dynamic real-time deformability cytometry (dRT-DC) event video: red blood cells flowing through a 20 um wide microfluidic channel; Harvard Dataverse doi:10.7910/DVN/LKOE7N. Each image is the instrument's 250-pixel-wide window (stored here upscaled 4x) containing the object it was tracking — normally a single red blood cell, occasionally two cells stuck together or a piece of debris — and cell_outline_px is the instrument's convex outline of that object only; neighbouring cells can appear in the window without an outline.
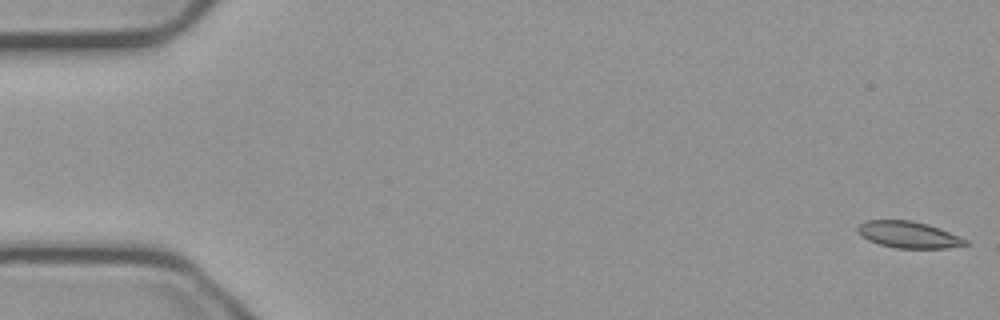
{"species": "common noctule bat (a hibernating species)", "species_latin": "Nyctalus noctula", "temperature_condition": "cold", "stored_images_in_passage": 55, "camera_frame_rate_fps": 3000, "um_per_image_px": 0.085, "animal": {"sex": "male", "body_mass_g": 23.1, "forearm_length_mm": 52.7}, "frame": {"image": 1, "passage_image": 1, "time_ms": 0.0, "image_size_px": [1000, 320], "cell_outline_px": [[968, 244], [948, 248], [896, 248], [880, 244], [868, 240], [856, 228], [860, 224], [868, 220], [912, 220], [928, 224], [940, 228], [968, 240]], "centroid_in_image_um": [77.26, 19.94], "position_along_channel_um": 7.7, "area_um2": 16.53}}
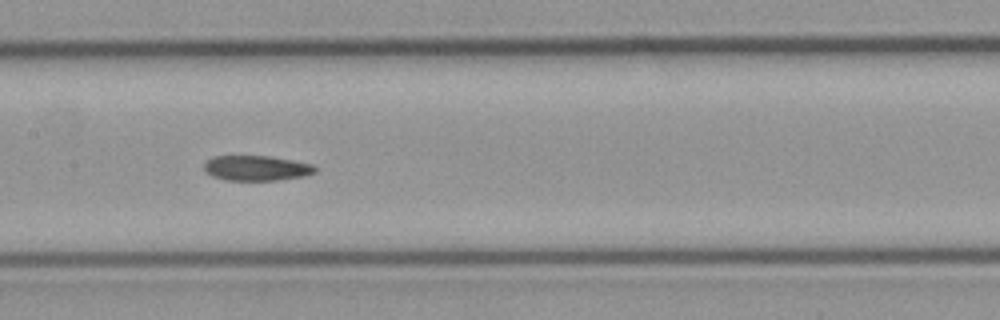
{"frame": {"image": 2, "passage_image": 27, "time_ms": 8.667, "image_size_px": [1000, 320], "cell_outline_px": [[316, 172], [304, 176], [276, 180], [224, 180], [212, 176], [204, 172], [204, 164], [212, 156], [272, 156], [312, 164], [316, 168]], "centroid_in_image_um": [21.77, 14.29], "position_along_channel_um": 185.6, "area_um2": 16.3}}
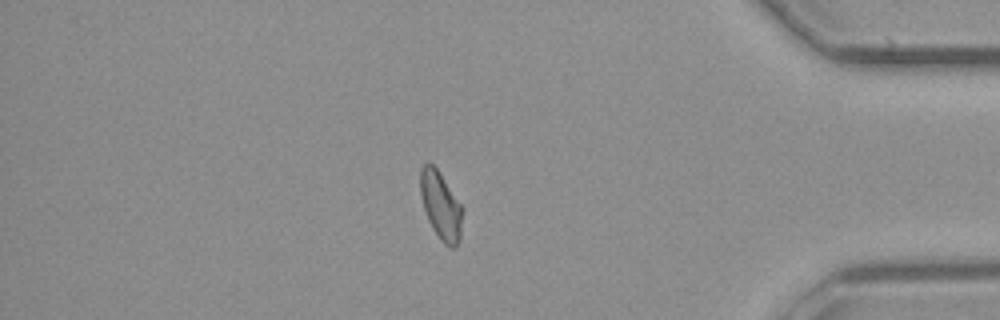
{"frame": {"image": 3, "passage_image": 47, "time_ms": 15.333, "image_size_px": [1000, 320], "cell_outline_px": [[464, 208], [460, 240], [456, 248], [448, 248], [440, 240], [432, 228], [428, 220], [424, 208], [420, 192], [420, 168], [428, 160], [436, 168]], "centroid_in_image_um": [37.49, 17.51], "position_along_channel_um": 397.7, "area_um2": 16.94}, "authors_computed_cell_mechanics": {"area_um2": 16.9932, "velocity_mm_per_s": 3.7355, "shape_relaxation_time_tau1_ms": 9.7685, "shape_relaxation_time_tau2_ms": 4.2047, "deformation_change_tau1": 0.1741, "deformation_change_tau2": 0.0869}}